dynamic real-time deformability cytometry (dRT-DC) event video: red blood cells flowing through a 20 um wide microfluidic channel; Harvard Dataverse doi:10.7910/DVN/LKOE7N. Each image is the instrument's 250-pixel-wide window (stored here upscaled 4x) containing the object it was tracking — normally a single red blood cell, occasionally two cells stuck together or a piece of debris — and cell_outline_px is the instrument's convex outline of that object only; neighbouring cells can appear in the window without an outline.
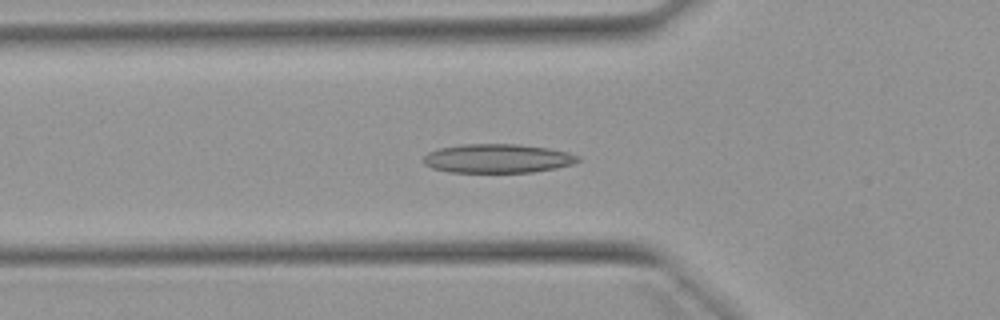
{"species": "Egyptian fruit bat (a non-hibernating species)", "species_latin": "Rousettus aegyptiacus", "temperature_condition": "warm", "stored_images_in_passage": 35, "camera_frame_rate_fps": 3000, "um_per_image_px": 0.085, "animal": {"sex": "female"}, "frame": {"image": 1, "passage_image": 14, "time_ms": 4.333, "image_size_px": [1000, 320], "cell_outline_px": [[580, 160], [572, 164], [556, 168], [532, 172], [448, 172], [432, 168], [424, 164], [424, 156], [428, 152], [440, 148], [464, 144], [516, 144], [548, 148], [568, 152], [580, 156]], "centroid_in_image_um": [42.3, 13.47], "position_along_channel_um": 83.5, "area_um2": 26.01}}
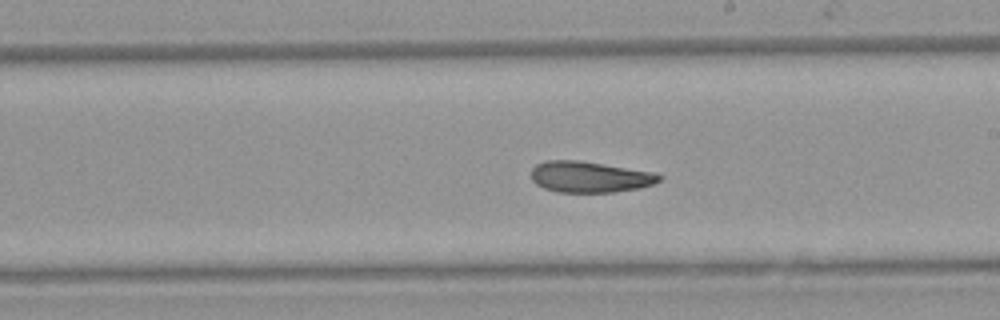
{"frame": {"image": 2, "passage_image": 26, "time_ms": 8.333, "image_size_px": [1000, 320], "cell_outline_px": [[664, 176], [660, 180], [652, 184], [640, 188], [612, 192], [556, 192], [544, 188], [536, 184], [532, 180], [532, 168], [536, 164], [548, 160], [580, 160], [652, 172]], "centroid_in_image_um": [50.11, 15.03], "position_along_channel_um": 238.9, "area_um2": 23.12}}
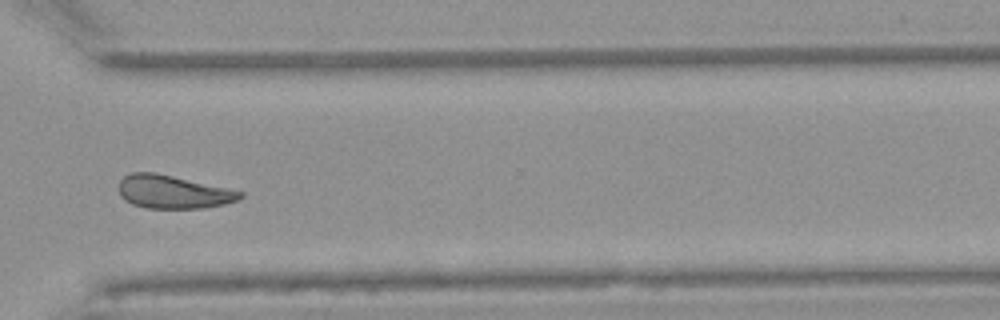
{"frame": {"image": 3, "passage_image": 35, "time_ms": 11.333, "image_size_px": [1000, 320], "cell_outline_px": [[244, 196], [236, 200], [224, 204], [204, 208], [144, 208], [132, 204], [124, 200], [120, 196], [120, 180], [124, 176], [132, 172], [156, 172], [244, 192]], "centroid_in_image_um": [14.69, 16.31], "position_along_channel_um": 355.9, "area_um2": 23.41}}